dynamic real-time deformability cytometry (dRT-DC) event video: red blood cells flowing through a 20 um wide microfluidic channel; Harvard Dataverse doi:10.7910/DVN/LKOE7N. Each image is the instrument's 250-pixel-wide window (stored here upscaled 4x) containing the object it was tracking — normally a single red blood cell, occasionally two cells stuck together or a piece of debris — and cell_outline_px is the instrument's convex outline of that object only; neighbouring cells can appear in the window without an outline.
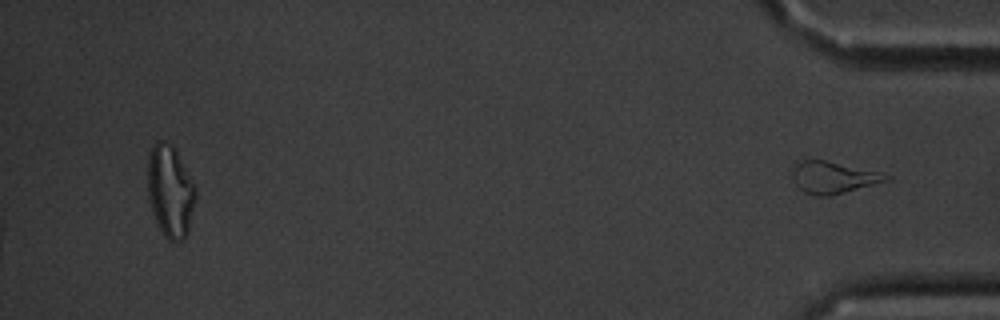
{"species": "common noctule bat (a hibernating species)", "species_latin": "Nyctalus noctula", "temperature_condition": "cold", "stored_images_in_passage": 11, "segment_of_instrument_passage": [2, 2], "camera_frame_rate_fps": 3000, "um_per_image_px": 0.085, "animal": {"sex": "male", "body_mass_g": 20.1, "forearm_length_mm": 53.5}, "frame": {"image": 1, "passage_image": 11, "time_ms": 12.667, "image_size_px": [1000, 320], "cell_outline_px": [[892, 176], [888, 180], [828, 196], [812, 196], [804, 192], [796, 184], [792, 176], [792, 168], [800, 160], [824, 160], [876, 172]], "centroid_in_image_um": [70.74, 15.09], "position_along_channel_um": 364.5, "area_um2": 16.88}}